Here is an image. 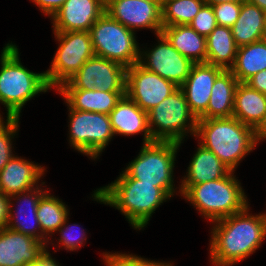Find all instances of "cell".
<instances>
[{"label":"cell","instance_id":"obj_41","mask_svg":"<svg viewBox=\"0 0 266 266\" xmlns=\"http://www.w3.org/2000/svg\"><path fill=\"white\" fill-rule=\"evenodd\" d=\"M246 1L258 6L261 10L266 12V0H246Z\"/></svg>","mask_w":266,"mask_h":266},{"label":"cell","instance_id":"obj_25","mask_svg":"<svg viewBox=\"0 0 266 266\" xmlns=\"http://www.w3.org/2000/svg\"><path fill=\"white\" fill-rule=\"evenodd\" d=\"M171 45L193 63H206V37L189 25L162 27L161 32Z\"/></svg>","mask_w":266,"mask_h":266},{"label":"cell","instance_id":"obj_26","mask_svg":"<svg viewBox=\"0 0 266 266\" xmlns=\"http://www.w3.org/2000/svg\"><path fill=\"white\" fill-rule=\"evenodd\" d=\"M266 12L258 6L241 2V11L238 19L231 27L232 35L237 47L245 46L263 39L265 30Z\"/></svg>","mask_w":266,"mask_h":266},{"label":"cell","instance_id":"obj_13","mask_svg":"<svg viewBox=\"0 0 266 266\" xmlns=\"http://www.w3.org/2000/svg\"><path fill=\"white\" fill-rule=\"evenodd\" d=\"M179 87L139 63L127 68L126 95L145 112L161 103Z\"/></svg>","mask_w":266,"mask_h":266},{"label":"cell","instance_id":"obj_31","mask_svg":"<svg viewBox=\"0 0 266 266\" xmlns=\"http://www.w3.org/2000/svg\"><path fill=\"white\" fill-rule=\"evenodd\" d=\"M0 117V171L15 155L13 154L12 139L19 129V118ZM5 123V124H4Z\"/></svg>","mask_w":266,"mask_h":266},{"label":"cell","instance_id":"obj_44","mask_svg":"<svg viewBox=\"0 0 266 266\" xmlns=\"http://www.w3.org/2000/svg\"><path fill=\"white\" fill-rule=\"evenodd\" d=\"M144 1H148V2H162V0H144Z\"/></svg>","mask_w":266,"mask_h":266},{"label":"cell","instance_id":"obj_17","mask_svg":"<svg viewBox=\"0 0 266 266\" xmlns=\"http://www.w3.org/2000/svg\"><path fill=\"white\" fill-rule=\"evenodd\" d=\"M224 69L208 63H194L189 76L179 87L192 114L198 120L207 110L211 89Z\"/></svg>","mask_w":266,"mask_h":266},{"label":"cell","instance_id":"obj_36","mask_svg":"<svg viewBox=\"0 0 266 266\" xmlns=\"http://www.w3.org/2000/svg\"><path fill=\"white\" fill-rule=\"evenodd\" d=\"M66 0H32L44 15L52 16L61 8Z\"/></svg>","mask_w":266,"mask_h":266},{"label":"cell","instance_id":"obj_27","mask_svg":"<svg viewBox=\"0 0 266 266\" xmlns=\"http://www.w3.org/2000/svg\"><path fill=\"white\" fill-rule=\"evenodd\" d=\"M237 49L231 28L217 25L206 37V63L230 70L235 63Z\"/></svg>","mask_w":266,"mask_h":266},{"label":"cell","instance_id":"obj_12","mask_svg":"<svg viewBox=\"0 0 266 266\" xmlns=\"http://www.w3.org/2000/svg\"><path fill=\"white\" fill-rule=\"evenodd\" d=\"M156 37L158 45L146 51L140 49L138 63L180 87L189 76L194 63L180 54L162 33Z\"/></svg>","mask_w":266,"mask_h":266},{"label":"cell","instance_id":"obj_14","mask_svg":"<svg viewBox=\"0 0 266 266\" xmlns=\"http://www.w3.org/2000/svg\"><path fill=\"white\" fill-rule=\"evenodd\" d=\"M161 4L144 0H105V12L134 32L146 28L157 35L163 27Z\"/></svg>","mask_w":266,"mask_h":266},{"label":"cell","instance_id":"obj_40","mask_svg":"<svg viewBox=\"0 0 266 266\" xmlns=\"http://www.w3.org/2000/svg\"><path fill=\"white\" fill-rule=\"evenodd\" d=\"M255 137H256L257 143H259V141L261 142V140L262 141L266 140V116H265L263 123L255 131Z\"/></svg>","mask_w":266,"mask_h":266},{"label":"cell","instance_id":"obj_37","mask_svg":"<svg viewBox=\"0 0 266 266\" xmlns=\"http://www.w3.org/2000/svg\"><path fill=\"white\" fill-rule=\"evenodd\" d=\"M251 88L259 91L266 95V69L262 70L252 77H250L246 82Z\"/></svg>","mask_w":266,"mask_h":266},{"label":"cell","instance_id":"obj_24","mask_svg":"<svg viewBox=\"0 0 266 266\" xmlns=\"http://www.w3.org/2000/svg\"><path fill=\"white\" fill-rule=\"evenodd\" d=\"M239 81L230 70H224L215 80L206 112L199 119L233 116L235 91Z\"/></svg>","mask_w":266,"mask_h":266},{"label":"cell","instance_id":"obj_10","mask_svg":"<svg viewBox=\"0 0 266 266\" xmlns=\"http://www.w3.org/2000/svg\"><path fill=\"white\" fill-rule=\"evenodd\" d=\"M69 110V143L75 150L96 159L114 136L108 114Z\"/></svg>","mask_w":266,"mask_h":266},{"label":"cell","instance_id":"obj_30","mask_svg":"<svg viewBox=\"0 0 266 266\" xmlns=\"http://www.w3.org/2000/svg\"><path fill=\"white\" fill-rule=\"evenodd\" d=\"M205 0H164L161 4L162 25H189Z\"/></svg>","mask_w":266,"mask_h":266},{"label":"cell","instance_id":"obj_18","mask_svg":"<svg viewBox=\"0 0 266 266\" xmlns=\"http://www.w3.org/2000/svg\"><path fill=\"white\" fill-rule=\"evenodd\" d=\"M41 187L43 186L41 185L36 186L35 188L29 191L21 192L9 197L10 205H9V218H8L7 228L14 230L16 232L32 236L37 240H40L46 245H48L50 243L48 241L49 239H47L42 234L39 221L37 218L38 202L40 198L47 192L46 189H43ZM12 200L17 201L16 203L20 201L19 204L21 205L25 204V205L24 207L19 205L15 213V210L12 206L14 205L12 203L13 202Z\"/></svg>","mask_w":266,"mask_h":266},{"label":"cell","instance_id":"obj_11","mask_svg":"<svg viewBox=\"0 0 266 266\" xmlns=\"http://www.w3.org/2000/svg\"><path fill=\"white\" fill-rule=\"evenodd\" d=\"M126 71L127 68L121 64L95 55L57 89L126 92Z\"/></svg>","mask_w":266,"mask_h":266},{"label":"cell","instance_id":"obj_29","mask_svg":"<svg viewBox=\"0 0 266 266\" xmlns=\"http://www.w3.org/2000/svg\"><path fill=\"white\" fill-rule=\"evenodd\" d=\"M68 215L67 205L59 198L51 195L49 190L40 198L37 205V218L42 234L47 239L54 235V232H57Z\"/></svg>","mask_w":266,"mask_h":266},{"label":"cell","instance_id":"obj_38","mask_svg":"<svg viewBox=\"0 0 266 266\" xmlns=\"http://www.w3.org/2000/svg\"><path fill=\"white\" fill-rule=\"evenodd\" d=\"M9 205V197L0 192V230L7 227Z\"/></svg>","mask_w":266,"mask_h":266},{"label":"cell","instance_id":"obj_22","mask_svg":"<svg viewBox=\"0 0 266 266\" xmlns=\"http://www.w3.org/2000/svg\"><path fill=\"white\" fill-rule=\"evenodd\" d=\"M266 116V95L239 82L235 91L233 117L256 131Z\"/></svg>","mask_w":266,"mask_h":266},{"label":"cell","instance_id":"obj_5","mask_svg":"<svg viewBox=\"0 0 266 266\" xmlns=\"http://www.w3.org/2000/svg\"><path fill=\"white\" fill-rule=\"evenodd\" d=\"M234 172L214 181L179 185L178 192L211 222L229 217L250 205Z\"/></svg>","mask_w":266,"mask_h":266},{"label":"cell","instance_id":"obj_32","mask_svg":"<svg viewBox=\"0 0 266 266\" xmlns=\"http://www.w3.org/2000/svg\"><path fill=\"white\" fill-rule=\"evenodd\" d=\"M102 255L106 266H173V262L151 261L135 254L104 252Z\"/></svg>","mask_w":266,"mask_h":266},{"label":"cell","instance_id":"obj_33","mask_svg":"<svg viewBox=\"0 0 266 266\" xmlns=\"http://www.w3.org/2000/svg\"><path fill=\"white\" fill-rule=\"evenodd\" d=\"M68 219L69 217L66 218V220L64 221V223L61 225V227L57 230L60 232V239H58V244L63 245L62 247H64L66 250L68 251H75L78 250L79 248H81V246H83L84 241L86 242L87 238H86V232L85 230H81L79 231V237H77L76 233L74 234V230H78V224H68ZM84 231V232H83ZM76 235V236H75Z\"/></svg>","mask_w":266,"mask_h":266},{"label":"cell","instance_id":"obj_8","mask_svg":"<svg viewBox=\"0 0 266 266\" xmlns=\"http://www.w3.org/2000/svg\"><path fill=\"white\" fill-rule=\"evenodd\" d=\"M96 56L115 61L128 68L139 62V45L135 32L112 19L106 12L90 28Z\"/></svg>","mask_w":266,"mask_h":266},{"label":"cell","instance_id":"obj_9","mask_svg":"<svg viewBox=\"0 0 266 266\" xmlns=\"http://www.w3.org/2000/svg\"><path fill=\"white\" fill-rule=\"evenodd\" d=\"M59 43L45 77L48 86L59 88L91 57L95 56L89 31L54 32Z\"/></svg>","mask_w":266,"mask_h":266},{"label":"cell","instance_id":"obj_16","mask_svg":"<svg viewBox=\"0 0 266 266\" xmlns=\"http://www.w3.org/2000/svg\"><path fill=\"white\" fill-rule=\"evenodd\" d=\"M105 13V0H66L52 16L53 32L90 31Z\"/></svg>","mask_w":266,"mask_h":266},{"label":"cell","instance_id":"obj_7","mask_svg":"<svg viewBox=\"0 0 266 266\" xmlns=\"http://www.w3.org/2000/svg\"><path fill=\"white\" fill-rule=\"evenodd\" d=\"M148 113V125L154 141L182 144L189 133L196 134L197 119L189 109L183 91L178 88Z\"/></svg>","mask_w":266,"mask_h":266},{"label":"cell","instance_id":"obj_35","mask_svg":"<svg viewBox=\"0 0 266 266\" xmlns=\"http://www.w3.org/2000/svg\"><path fill=\"white\" fill-rule=\"evenodd\" d=\"M217 25L231 28L238 19L241 2H224L212 5Z\"/></svg>","mask_w":266,"mask_h":266},{"label":"cell","instance_id":"obj_34","mask_svg":"<svg viewBox=\"0 0 266 266\" xmlns=\"http://www.w3.org/2000/svg\"><path fill=\"white\" fill-rule=\"evenodd\" d=\"M198 34L207 37L217 26L212 5L204 4L189 24Z\"/></svg>","mask_w":266,"mask_h":266},{"label":"cell","instance_id":"obj_1","mask_svg":"<svg viewBox=\"0 0 266 266\" xmlns=\"http://www.w3.org/2000/svg\"><path fill=\"white\" fill-rule=\"evenodd\" d=\"M238 213L212 222L210 259L214 266H232L248 258L266 239V213Z\"/></svg>","mask_w":266,"mask_h":266},{"label":"cell","instance_id":"obj_43","mask_svg":"<svg viewBox=\"0 0 266 266\" xmlns=\"http://www.w3.org/2000/svg\"><path fill=\"white\" fill-rule=\"evenodd\" d=\"M263 39L266 40V18H265V30H264V34H263Z\"/></svg>","mask_w":266,"mask_h":266},{"label":"cell","instance_id":"obj_19","mask_svg":"<svg viewBox=\"0 0 266 266\" xmlns=\"http://www.w3.org/2000/svg\"><path fill=\"white\" fill-rule=\"evenodd\" d=\"M45 171L43 166L14 155L0 171V192L10 197L29 191L39 186Z\"/></svg>","mask_w":266,"mask_h":266},{"label":"cell","instance_id":"obj_6","mask_svg":"<svg viewBox=\"0 0 266 266\" xmlns=\"http://www.w3.org/2000/svg\"><path fill=\"white\" fill-rule=\"evenodd\" d=\"M180 146V143L172 141L143 144L138 156L129 162L119 177H131L140 180V183L154 184L172 197L177 189L173 169Z\"/></svg>","mask_w":266,"mask_h":266},{"label":"cell","instance_id":"obj_15","mask_svg":"<svg viewBox=\"0 0 266 266\" xmlns=\"http://www.w3.org/2000/svg\"><path fill=\"white\" fill-rule=\"evenodd\" d=\"M49 248L36 238L9 228L0 230V266H33Z\"/></svg>","mask_w":266,"mask_h":266},{"label":"cell","instance_id":"obj_23","mask_svg":"<svg viewBox=\"0 0 266 266\" xmlns=\"http://www.w3.org/2000/svg\"><path fill=\"white\" fill-rule=\"evenodd\" d=\"M181 185H195L221 179L231 170L212 151L198 143Z\"/></svg>","mask_w":266,"mask_h":266},{"label":"cell","instance_id":"obj_3","mask_svg":"<svg viewBox=\"0 0 266 266\" xmlns=\"http://www.w3.org/2000/svg\"><path fill=\"white\" fill-rule=\"evenodd\" d=\"M195 137L201 138L199 143L212 151L231 171H235L257 145L255 131L233 116L198 119Z\"/></svg>","mask_w":266,"mask_h":266},{"label":"cell","instance_id":"obj_21","mask_svg":"<svg viewBox=\"0 0 266 266\" xmlns=\"http://www.w3.org/2000/svg\"><path fill=\"white\" fill-rule=\"evenodd\" d=\"M71 109L110 114L126 92H105L92 89H55Z\"/></svg>","mask_w":266,"mask_h":266},{"label":"cell","instance_id":"obj_2","mask_svg":"<svg viewBox=\"0 0 266 266\" xmlns=\"http://www.w3.org/2000/svg\"><path fill=\"white\" fill-rule=\"evenodd\" d=\"M92 197L120 210L136 230L144 229L155 210L171 199L163 188L140 183V180L131 177H117L114 182L96 189Z\"/></svg>","mask_w":266,"mask_h":266},{"label":"cell","instance_id":"obj_42","mask_svg":"<svg viewBox=\"0 0 266 266\" xmlns=\"http://www.w3.org/2000/svg\"><path fill=\"white\" fill-rule=\"evenodd\" d=\"M245 0H205V4L216 5L224 2H243Z\"/></svg>","mask_w":266,"mask_h":266},{"label":"cell","instance_id":"obj_28","mask_svg":"<svg viewBox=\"0 0 266 266\" xmlns=\"http://www.w3.org/2000/svg\"><path fill=\"white\" fill-rule=\"evenodd\" d=\"M266 69V40L238 47L236 60L230 71L239 82H246L256 73Z\"/></svg>","mask_w":266,"mask_h":266},{"label":"cell","instance_id":"obj_4","mask_svg":"<svg viewBox=\"0 0 266 266\" xmlns=\"http://www.w3.org/2000/svg\"><path fill=\"white\" fill-rule=\"evenodd\" d=\"M0 104L6 108V118H19L23 106L33 97L51 88L45 73H34L20 61L18 47L7 43L0 55Z\"/></svg>","mask_w":266,"mask_h":266},{"label":"cell","instance_id":"obj_20","mask_svg":"<svg viewBox=\"0 0 266 266\" xmlns=\"http://www.w3.org/2000/svg\"><path fill=\"white\" fill-rule=\"evenodd\" d=\"M114 135H143V143L154 142L148 125V113L141 109L126 94L117 102L109 114Z\"/></svg>","mask_w":266,"mask_h":266},{"label":"cell","instance_id":"obj_39","mask_svg":"<svg viewBox=\"0 0 266 266\" xmlns=\"http://www.w3.org/2000/svg\"><path fill=\"white\" fill-rule=\"evenodd\" d=\"M52 255L48 252L39 259V261L33 266H60L59 263L56 262L55 259L51 257Z\"/></svg>","mask_w":266,"mask_h":266}]
</instances>
